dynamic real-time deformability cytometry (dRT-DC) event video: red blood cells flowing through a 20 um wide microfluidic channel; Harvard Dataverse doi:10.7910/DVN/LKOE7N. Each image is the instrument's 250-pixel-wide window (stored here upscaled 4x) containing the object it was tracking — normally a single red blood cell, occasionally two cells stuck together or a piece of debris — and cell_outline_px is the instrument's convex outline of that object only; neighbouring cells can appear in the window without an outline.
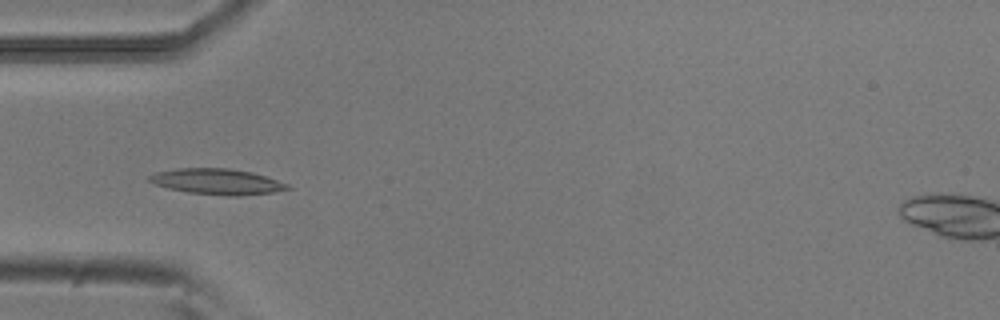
{"species": "common noctule bat (a hibernating species)", "species_latin": "Nyctalus noctula", "temperature_condition": "room temperature", "stored_images_in_passage": 48, "camera_frame_rate_fps": 3000, "um_per_image_px": 0.085, "animal": {"sex": "male", "body_mass_g": 20.5, "forearm_length_mm": 52.5}, "frame": {"image": 1, "passage_image": 12, "time_ms": 3.667, "image_size_px": [1000, 320], "cell_outline_px": [[292, 188], [272, 192], [240, 196], [224, 196], [188, 192], [168, 188], [156, 184], [148, 180], [148, 176], [156, 172], [176, 168], [228, 168], [252, 172], [288, 184]], "centroid_in_image_um": [18.44, 15.44], "position_along_channel_um": 66.6, "area_um2": 20.63}}
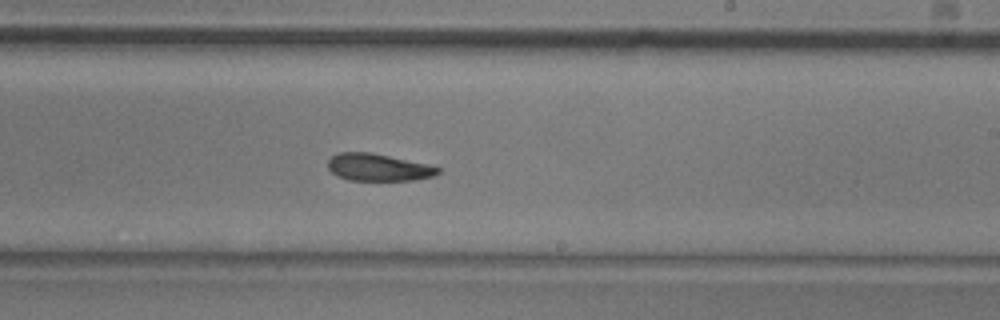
{"frame": {"image": 2, "passage_image": 27, "time_ms": 8.667, "image_size_px": [1000, 320], "cell_outline_px": [[440, 172], [432, 176], [416, 180], [348, 180], [336, 176], [328, 168], [328, 160], [336, 152], [368, 152], [428, 164], [440, 168]], "centroid_in_image_um": [32.12, 14.23], "position_along_channel_um": 256.9, "area_um2": 17.4}}
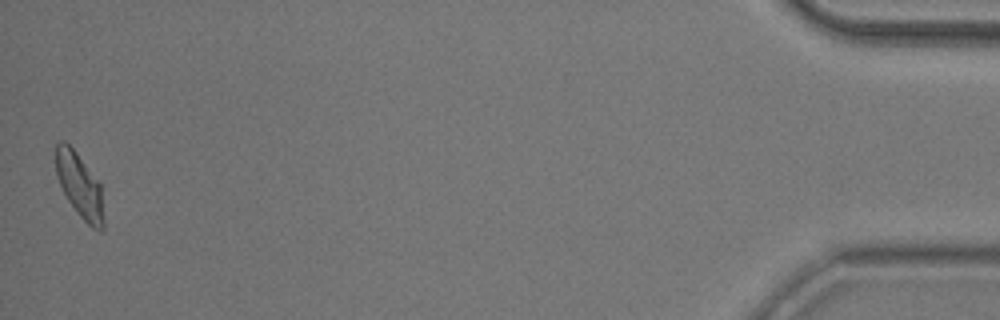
{"frame": {"image": 3, "passage_image": 48, "time_ms": 15.667, "image_size_px": [1000, 320], "cell_outline_px": [[104, 228], [100, 232], [92, 228], [76, 212], [68, 200], [56, 176], [56, 144], [60, 140], [64, 140], [76, 152], [100, 184], [104, 216]], "centroid_in_image_um": [6.77, 15.8], "position_along_channel_um": 428.4, "area_um2": 17.86}, "authors_computed_cell_mechanics": {"area_um2": 18.496, "velocity_mm_per_s": 3.7979, "shape_relaxation_time_tau1_ms": 4.872, "shape_relaxation_time_tau2_ms": 3.8661, "deformation_change_tau1": 0.1375, "deformation_change_tau2": 0.0995}}